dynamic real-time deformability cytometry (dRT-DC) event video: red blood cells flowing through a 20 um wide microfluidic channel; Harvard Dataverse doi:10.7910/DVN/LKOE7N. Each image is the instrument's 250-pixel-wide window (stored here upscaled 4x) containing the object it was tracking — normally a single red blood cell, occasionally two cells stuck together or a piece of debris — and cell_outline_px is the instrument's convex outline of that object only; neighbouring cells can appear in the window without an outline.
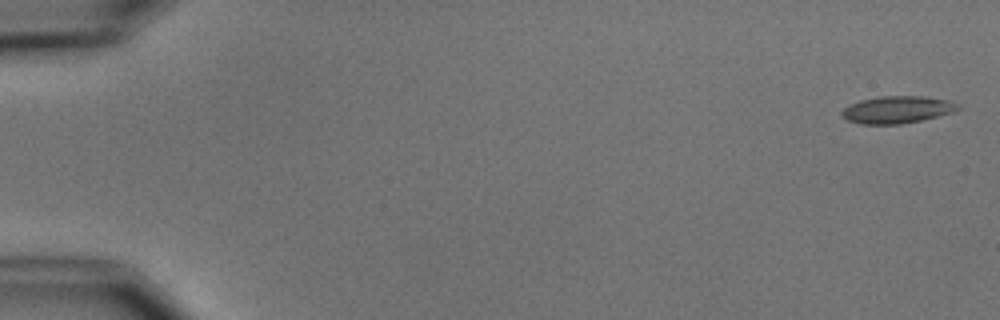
{"species": "common noctule bat (a hibernating species)", "species_latin": "Nyctalus noctula", "temperature_condition": "cold", "stored_images_in_passage": 5, "camera_frame_rate_fps": 3000, "um_per_image_px": 0.085, "animal": {"sex": "male", "body_mass_g": 15.6}, "frame": {"image": 1, "passage_image": 1, "time_ms": 0.0, "image_size_px": [1000, 320], "cell_outline_px": [[964, 108], [952, 112], [920, 120], [900, 124], [860, 124], [848, 120], [840, 116], [840, 112], [844, 108], [860, 100], [880, 96], [924, 96], [952, 100], [960, 104]], "centroid_in_image_um": [76.3, 9.31], "position_along_channel_um": 8.7, "area_um2": 18.55}}